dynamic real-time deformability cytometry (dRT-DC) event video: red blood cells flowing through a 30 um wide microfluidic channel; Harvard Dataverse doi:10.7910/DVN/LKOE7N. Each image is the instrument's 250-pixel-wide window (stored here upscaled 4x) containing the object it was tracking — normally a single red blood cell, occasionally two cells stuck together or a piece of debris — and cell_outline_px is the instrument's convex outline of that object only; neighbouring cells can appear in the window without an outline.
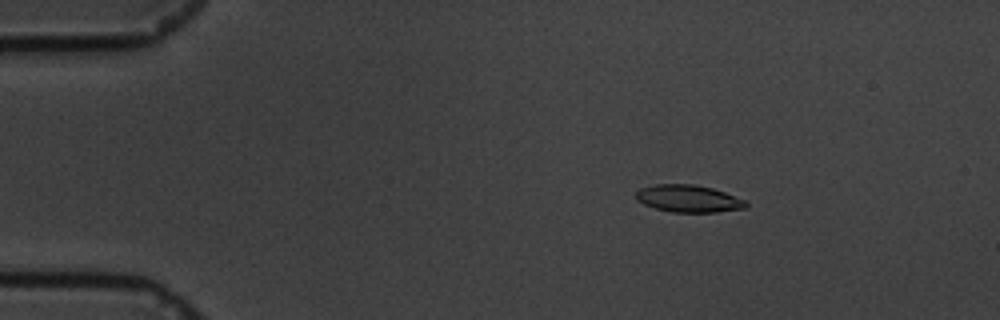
{"species": "common noctule bat (a hibernating species)", "species_latin": "Nyctalus noctula", "temperature_condition": "cold", "stored_images_in_passage": 44, "camera_frame_rate_fps": 3000, "um_per_image_px": 0.085, "animal": {"sex": "male", "body_mass_g": 19.5, "forearm_length_mm": 54.6}, "frame": {"image": 1, "passage_image": 10, "time_ms": 3.0, "image_size_px": [1000, 320], "cell_outline_px": [[748, 204], [744, 208], [716, 212], [672, 212], [656, 208], [644, 204], [636, 200], [636, 192], [640, 188], [656, 184], [692, 184], [712, 188], [724, 192], [744, 200]], "centroid_in_image_um": [58.49, 16.88], "position_along_channel_um": 26.5, "area_um2": 17.28}}
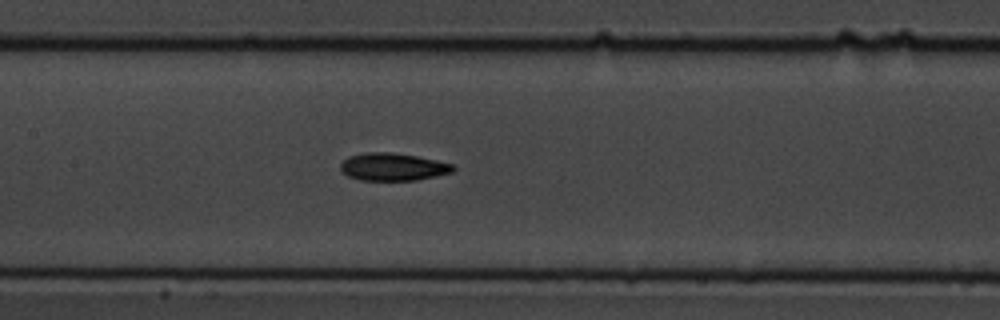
{"frame": {"image": 2, "passage_image": 29, "time_ms": 9.333, "image_size_px": [1000, 320], "cell_outline_px": [[456, 168], [452, 172], [436, 176], [416, 180], [360, 180], [348, 176], [340, 172], [340, 164], [348, 156], [368, 152], [388, 152], [416, 156], [436, 160], [452, 164]], "centroid_in_image_um": [33.37, 14.19], "position_along_channel_um": 174.0, "area_um2": 18.09}}
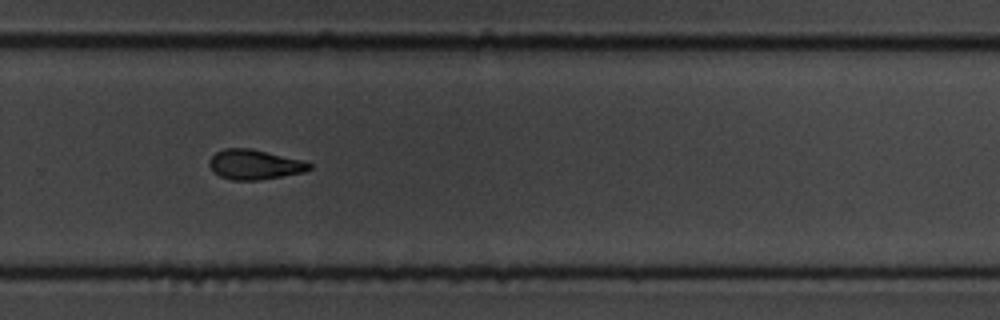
{"frame": {"image": 3, "passage_image": 41, "time_ms": 13.333, "image_size_px": [1000, 320], "cell_outline_px": [[312, 168], [304, 172], [260, 180], [232, 180], [220, 176], [208, 164], [208, 160], [216, 152], [224, 148], [248, 148], [304, 160], [312, 164]], "centroid_in_image_um": [21.65, 13.98], "position_along_channel_um": 308.1, "area_um2": 17.34}}